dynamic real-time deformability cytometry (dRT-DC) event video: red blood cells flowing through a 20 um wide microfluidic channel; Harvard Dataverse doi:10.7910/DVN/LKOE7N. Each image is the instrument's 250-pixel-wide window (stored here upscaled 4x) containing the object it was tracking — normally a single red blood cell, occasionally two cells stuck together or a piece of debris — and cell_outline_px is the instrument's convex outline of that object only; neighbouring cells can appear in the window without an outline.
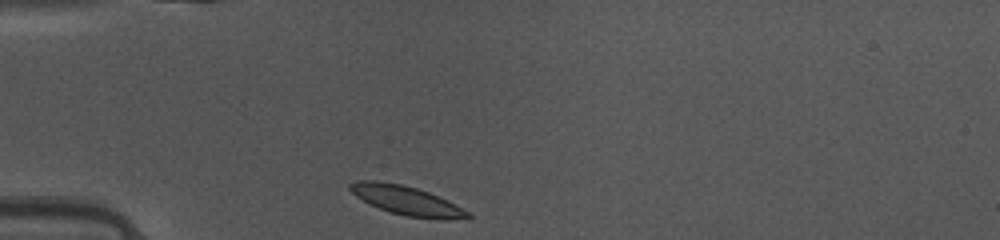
{"species": "common noctule bat (a hibernating species)", "species_latin": "Nyctalus noctula", "temperature_condition": "warm", "stored_images_in_passage": 36, "camera_frame_rate_fps": 3000, "um_per_image_px": 0.085, "animal": {"sex": "female", "body_mass_g": 10.0, "forearm_length_mm": 53.1}, "frame": {"image": 1, "passage_image": 1, "time_ms": 0.0, "image_size_px": [1000, 240], "cell_outline_px": [[472, 216], [468, 220], [408, 216], [392, 212], [380, 208], [356, 196], [348, 188], [348, 184], [356, 180], [376, 180], [400, 184], [416, 188], [428, 192], [468, 212]], "centroid_in_image_um": [34.51, 17.02], "position_along_channel_um": 50.5, "area_um2": 19.25}}
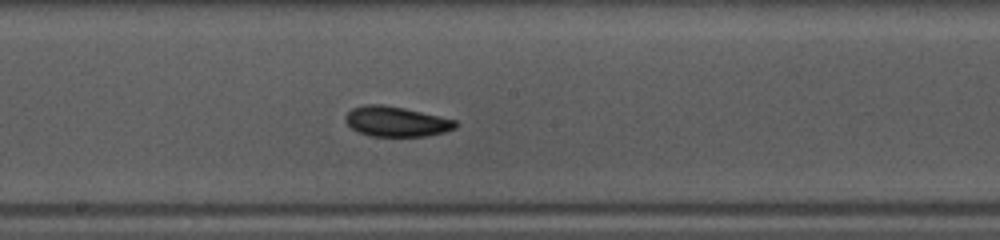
{"frame": {"image": 2, "passage_image": 14, "time_ms": 4.333, "image_size_px": [1000, 240], "cell_outline_px": [[456, 128], [444, 132], [428, 136], [368, 136], [356, 132], [344, 120], [344, 116], [352, 108], [364, 104], [384, 104], [404, 108], [440, 116], [456, 120]], "centroid_in_image_um": [33.64, 10.33], "position_along_channel_um": 214.6, "area_um2": 19.48}}
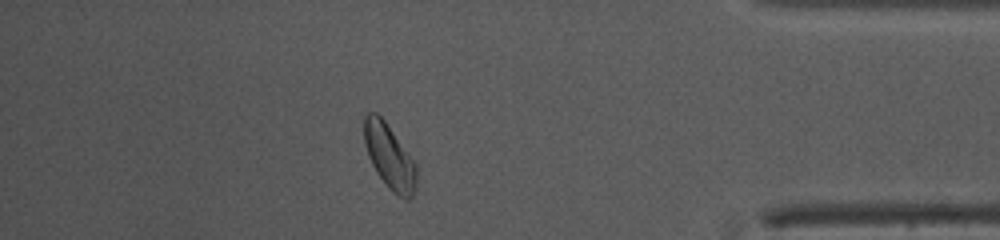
{"frame": {"image": 3, "passage_image": 30, "time_ms": 9.667, "image_size_px": [1000, 240], "cell_outline_px": [[416, 188], [412, 196], [408, 200], [404, 200], [392, 192], [388, 188], [376, 172], [368, 156], [364, 144], [364, 116], [368, 112], [376, 112], [384, 120], [416, 164]], "centroid_in_image_um": [33.09, 13.34], "position_along_channel_um": 402.1, "area_um2": 19.65}, "authors_computed_cell_mechanics": {"area_um2": 19.0162, "velocity_mm_per_s": 4.1068, "shape_relaxation_time_tau1_ms": 2.8038, "shape_relaxation_time_tau2_ms": 2.7597, "deformation_change_tau1": 0.1081, "deformation_change_tau2": 0.082}}